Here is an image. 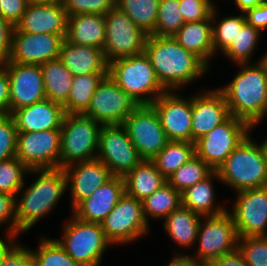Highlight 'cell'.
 <instances>
[{"mask_svg":"<svg viewBox=\"0 0 267 266\" xmlns=\"http://www.w3.org/2000/svg\"><path fill=\"white\" fill-rule=\"evenodd\" d=\"M144 52L166 91H179L209 70L198 56L182 47L174 37L148 35Z\"/></svg>","mask_w":267,"mask_h":266,"instance_id":"1","label":"cell"},{"mask_svg":"<svg viewBox=\"0 0 267 266\" xmlns=\"http://www.w3.org/2000/svg\"><path fill=\"white\" fill-rule=\"evenodd\" d=\"M33 173L38 175L37 179L22 191V195L21 192L16 195V235L27 232L53 211L67 189L63 168L29 170V175Z\"/></svg>","mask_w":267,"mask_h":266,"instance_id":"2","label":"cell"},{"mask_svg":"<svg viewBox=\"0 0 267 266\" xmlns=\"http://www.w3.org/2000/svg\"><path fill=\"white\" fill-rule=\"evenodd\" d=\"M236 65L240 71L218 89L225 97L230 115L252 125L261 119L267 107V74L257 62Z\"/></svg>","mask_w":267,"mask_h":266,"instance_id":"3","label":"cell"},{"mask_svg":"<svg viewBox=\"0 0 267 266\" xmlns=\"http://www.w3.org/2000/svg\"><path fill=\"white\" fill-rule=\"evenodd\" d=\"M221 183L235 192L267 186V160L248 134L216 170Z\"/></svg>","mask_w":267,"mask_h":266,"instance_id":"4","label":"cell"},{"mask_svg":"<svg viewBox=\"0 0 267 266\" xmlns=\"http://www.w3.org/2000/svg\"><path fill=\"white\" fill-rule=\"evenodd\" d=\"M108 75L139 105H151L166 92L145 52L112 60Z\"/></svg>","mask_w":267,"mask_h":266,"instance_id":"5","label":"cell"},{"mask_svg":"<svg viewBox=\"0 0 267 266\" xmlns=\"http://www.w3.org/2000/svg\"><path fill=\"white\" fill-rule=\"evenodd\" d=\"M102 125L84 114H65L61 127L60 168L97 157Z\"/></svg>","mask_w":267,"mask_h":266,"instance_id":"6","label":"cell"},{"mask_svg":"<svg viewBox=\"0 0 267 266\" xmlns=\"http://www.w3.org/2000/svg\"><path fill=\"white\" fill-rule=\"evenodd\" d=\"M64 224L57 241L66 253L82 266H100L102 257L112 243L106 238L101 223L83 221L73 214Z\"/></svg>","mask_w":267,"mask_h":266,"instance_id":"7","label":"cell"},{"mask_svg":"<svg viewBox=\"0 0 267 266\" xmlns=\"http://www.w3.org/2000/svg\"><path fill=\"white\" fill-rule=\"evenodd\" d=\"M249 133L250 125L247 122L230 115L194 142L195 155L217 170Z\"/></svg>","mask_w":267,"mask_h":266,"instance_id":"8","label":"cell"},{"mask_svg":"<svg viewBox=\"0 0 267 266\" xmlns=\"http://www.w3.org/2000/svg\"><path fill=\"white\" fill-rule=\"evenodd\" d=\"M104 55L110 63L117 58L137 55L144 52L148 37L122 10L117 6L105 15Z\"/></svg>","mask_w":267,"mask_h":266,"instance_id":"9","label":"cell"},{"mask_svg":"<svg viewBox=\"0 0 267 266\" xmlns=\"http://www.w3.org/2000/svg\"><path fill=\"white\" fill-rule=\"evenodd\" d=\"M106 238L113 245L128 244L149 232L142 201L124 194L101 222Z\"/></svg>","mask_w":267,"mask_h":266,"instance_id":"10","label":"cell"},{"mask_svg":"<svg viewBox=\"0 0 267 266\" xmlns=\"http://www.w3.org/2000/svg\"><path fill=\"white\" fill-rule=\"evenodd\" d=\"M238 238L235 223L228 210L215 216H203L196 240L199 243L197 254L193 257L208 263L236 250Z\"/></svg>","mask_w":267,"mask_h":266,"instance_id":"11","label":"cell"},{"mask_svg":"<svg viewBox=\"0 0 267 266\" xmlns=\"http://www.w3.org/2000/svg\"><path fill=\"white\" fill-rule=\"evenodd\" d=\"M122 126L142 160H152L168 142L159 116L152 105H139Z\"/></svg>","mask_w":267,"mask_h":266,"instance_id":"12","label":"cell"},{"mask_svg":"<svg viewBox=\"0 0 267 266\" xmlns=\"http://www.w3.org/2000/svg\"><path fill=\"white\" fill-rule=\"evenodd\" d=\"M138 106L137 101L108 75L98 84L89 107L83 114L102 126L122 125Z\"/></svg>","mask_w":267,"mask_h":266,"instance_id":"13","label":"cell"},{"mask_svg":"<svg viewBox=\"0 0 267 266\" xmlns=\"http://www.w3.org/2000/svg\"><path fill=\"white\" fill-rule=\"evenodd\" d=\"M61 129L18 132L15 156L29 169L60 168Z\"/></svg>","mask_w":267,"mask_h":266,"instance_id":"14","label":"cell"},{"mask_svg":"<svg viewBox=\"0 0 267 266\" xmlns=\"http://www.w3.org/2000/svg\"><path fill=\"white\" fill-rule=\"evenodd\" d=\"M96 158L109 168L113 176L121 177L142 160L122 125L102 126Z\"/></svg>","mask_w":267,"mask_h":266,"instance_id":"15","label":"cell"},{"mask_svg":"<svg viewBox=\"0 0 267 266\" xmlns=\"http://www.w3.org/2000/svg\"><path fill=\"white\" fill-rule=\"evenodd\" d=\"M231 214L238 237L267 236V186L236 192Z\"/></svg>","mask_w":267,"mask_h":266,"instance_id":"16","label":"cell"},{"mask_svg":"<svg viewBox=\"0 0 267 266\" xmlns=\"http://www.w3.org/2000/svg\"><path fill=\"white\" fill-rule=\"evenodd\" d=\"M160 119L168 141L192 142V97L166 91L151 104Z\"/></svg>","mask_w":267,"mask_h":266,"instance_id":"17","label":"cell"},{"mask_svg":"<svg viewBox=\"0 0 267 266\" xmlns=\"http://www.w3.org/2000/svg\"><path fill=\"white\" fill-rule=\"evenodd\" d=\"M9 114L46 99L41 66L7 62Z\"/></svg>","mask_w":267,"mask_h":266,"instance_id":"18","label":"cell"},{"mask_svg":"<svg viewBox=\"0 0 267 266\" xmlns=\"http://www.w3.org/2000/svg\"><path fill=\"white\" fill-rule=\"evenodd\" d=\"M65 37L46 33L13 32L11 55L6 62L41 65L57 59Z\"/></svg>","mask_w":267,"mask_h":266,"instance_id":"19","label":"cell"},{"mask_svg":"<svg viewBox=\"0 0 267 266\" xmlns=\"http://www.w3.org/2000/svg\"><path fill=\"white\" fill-rule=\"evenodd\" d=\"M63 170L70 190L72 209L113 177L109 168L97 158L70 164Z\"/></svg>","mask_w":267,"mask_h":266,"instance_id":"20","label":"cell"},{"mask_svg":"<svg viewBox=\"0 0 267 266\" xmlns=\"http://www.w3.org/2000/svg\"><path fill=\"white\" fill-rule=\"evenodd\" d=\"M230 116L223 93L217 88L192 96V143Z\"/></svg>","mask_w":267,"mask_h":266,"instance_id":"21","label":"cell"},{"mask_svg":"<svg viewBox=\"0 0 267 266\" xmlns=\"http://www.w3.org/2000/svg\"><path fill=\"white\" fill-rule=\"evenodd\" d=\"M67 19L62 2L29 4L13 32L66 36Z\"/></svg>","mask_w":267,"mask_h":266,"instance_id":"22","label":"cell"},{"mask_svg":"<svg viewBox=\"0 0 267 266\" xmlns=\"http://www.w3.org/2000/svg\"><path fill=\"white\" fill-rule=\"evenodd\" d=\"M124 194V178L113 176L92 195L80 201L71 214L83 221L101 223Z\"/></svg>","mask_w":267,"mask_h":266,"instance_id":"23","label":"cell"},{"mask_svg":"<svg viewBox=\"0 0 267 266\" xmlns=\"http://www.w3.org/2000/svg\"><path fill=\"white\" fill-rule=\"evenodd\" d=\"M64 106L45 99L16 110L12 116L18 132L61 129L65 117Z\"/></svg>","mask_w":267,"mask_h":266,"instance_id":"24","label":"cell"},{"mask_svg":"<svg viewBox=\"0 0 267 266\" xmlns=\"http://www.w3.org/2000/svg\"><path fill=\"white\" fill-rule=\"evenodd\" d=\"M59 59L73 76L108 73L109 62L104 51L94 46H80L64 40Z\"/></svg>","mask_w":267,"mask_h":266,"instance_id":"25","label":"cell"},{"mask_svg":"<svg viewBox=\"0 0 267 266\" xmlns=\"http://www.w3.org/2000/svg\"><path fill=\"white\" fill-rule=\"evenodd\" d=\"M65 40L80 46H94L101 50L105 43L104 15L77 14L68 16Z\"/></svg>","mask_w":267,"mask_h":266,"instance_id":"26","label":"cell"},{"mask_svg":"<svg viewBox=\"0 0 267 266\" xmlns=\"http://www.w3.org/2000/svg\"><path fill=\"white\" fill-rule=\"evenodd\" d=\"M173 37L182 47L210 66V60L215 55L211 19L187 22Z\"/></svg>","mask_w":267,"mask_h":266,"instance_id":"27","label":"cell"},{"mask_svg":"<svg viewBox=\"0 0 267 266\" xmlns=\"http://www.w3.org/2000/svg\"><path fill=\"white\" fill-rule=\"evenodd\" d=\"M215 179L220 181L216 170L205 179L182 192V206L201 216H215L227 211L225 206L215 205L217 204L213 185Z\"/></svg>","mask_w":267,"mask_h":266,"instance_id":"28","label":"cell"},{"mask_svg":"<svg viewBox=\"0 0 267 266\" xmlns=\"http://www.w3.org/2000/svg\"><path fill=\"white\" fill-rule=\"evenodd\" d=\"M123 178L125 193L141 201L167 182L152 160H141Z\"/></svg>","mask_w":267,"mask_h":266,"instance_id":"29","label":"cell"},{"mask_svg":"<svg viewBox=\"0 0 267 266\" xmlns=\"http://www.w3.org/2000/svg\"><path fill=\"white\" fill-rule=\"evenodd\" d=\"M202 217L181 205L163 220L164 229L175 244L190 248L196 243Z\"/></svg>","mask_w":267,"mask_h":266,"instance_id":"30","label":"cell"},{"mask_svg":"<svg viewBox=\"0 0 267 266\" xmlns=\"http://www.w3.org/2000/svg\"><path fill=\"white\" fill-rule=\"evenodd\" d=\"M46 99L64 104L69 96L73 75L57 58L40 65Z\"/></svg>","mask_w":267,"mask_h":266,"instance_id":"31","label":"cell"},{"mask_svg":"<svg viewBox=\"0 0 267 266\" xmlns=\"http://www.w3.org/2000/svg\"><path fill=\"white\" fill-rule=\"evenodd\" d=\"M108 73H89L74 76L67 101L63 104L67 114H83L89 107L98 84Z\"/></svg>","mask_w":267,"mask_h":266,"instance_id":"32","label":"cell"},{"mask_svg":"<svg viewBox=\"0 0 267 266\" xmlns=\"http://www.w3.org/2000/svg\"><path fill=\"white\" fill-rule=\"evenodd\" d=\"M143 213L148 219H165L173 210L182 205L181 193L168 182L157 189L153 194L142 200Z\"/></svg>","mask_w":267,"mask_h":266,"instance_id":"33","label":"cell"},{"mask_svg":"<svg viewBox=\"0 0 267 266\" xmlns=\"http://www.w3.org/2000/svg\"><path fill=\"white\" fill-rule=\"evenodd\" d=\"M195 155V143L168 141L166 146L152 159L156 168L167 179Z\"/></svg>","mask_w":267,"mask_h":266,"instance_id":"34","label":"cell"},{"mask_svg":"<svg viewBox=\"0 0 267 266\" xmlns=\"http://www.w3.org/2000/svg\"><path fill=\"white\" fill-rule=\"evenodd\" d=\"M159 1L160 0H116V6L146 34L155 35Z\"/></svg>","mask_w":267,"mask_h":266,"instance_id":"35","label":"cell"},{"mask_svg":"<svg viewBox=\"0 0 267 266\" xmlns=\"http://www.w3.org/2000/svg\"><path fill=\"white\" fill-rule=\"evenodd\" d=\"M261 31L246 23L230 44L222 53L235 64L252 63V56L258 47Z\"/></svg>","mask_w":267,"mask_h":266,"instance_id":"36","label":"cell"},{"mask_svg":"<svg viewBox=\"0 0 267 266\" xmlns=\"http://www.w3.org/2000/svg\"><path fill=\"white\" fill-rule=\"evenodd\" d=\"M216 8L218 7H214L211 14L215 54L218 51L223 53L238 34V30H241V28L247 23L245 14L243 13H240L238 16H225L223 19L217 20Z\"/></svg>","mask_w":267,"mask_h":266,"instance_id":"37","label":"cell"},{"mask_svg":"<svg viewBox=\"0 0 267 266\" xmlns=\"http://www.w3.org/2000/svg\"><path fill=\"white\" fill-rule=\"evenodd\" d=\"M213 171L206 162L194 155L188 162L170 175L167 178V182L178 192L182 193L208 177Z\"/></svg>","mask_w":267,"mask_h":266,"instance_id":"38","label":"cell"},{"mask_svg":"<svg viewBox=\"0 0 267 266\" xmlns=\"http://www.w3.org/2000/svg\"><path fill=\"white\" fill-rule=\"evenodd\" d=\"M34 266H82L73 260L57 238H42L38 248L32 251Z\"/></svg>","mask_w":267,"mask_h":266,"instance_id":"39","label":"cell"},{"mask_svg":"<svg viewBox=\"0 0 267 266\" xmlns=\"http://www.w3.org/2000/svg\"><path fill=\"white\" fill-rule=\"evenodd\" d=\"M180 0H160L155 24V35L173 37L185 24L180 13Z\"/></svg>","mask_w":267,"mask_h":266,"instance_id":"40","label":"cell"},{"mask_svg":"<svg viewBox=\"0 0 267 266\" xmlns=\"http://www.w3.org/2000/svg\"><path fill=\"white\" fill-rule=\"evenodd\" d=\"M25 174H29V169L16 156L0 161V192L16 197L25 189Z\"/></svg>","mask_w":267,"mask_h":266,"instance_id":"41","label":"cell"},{"mask_svg":"<svg viewBox=\"0 0 267 266\" xmlns=\"http://www.w3.org/2000/svg\"><path fill=\"white\" fill-rule=\"evenodd\" d=\"M237 248L248 266H267V236L239 237Z\"/></svg>","mask_w":267,"mask_h":266,"instance_id":"42","label":"cell"},{"mask_svg":"<svg viewBox=\"0 0 267 266\" xmlns=\"http://www.w3.org/2000/svg\"><path fill=\"white\" fill-rule=\"evenodd\" d=\"M17 133L12 114H0V161L15 157Z\"/></svg>","mask_w":267,"mask_h":266,"instance_id":"43","label":"cell"},{"mask_svg":"<svg viewBox=\"0 0 267 266\" xmlns=\"http://www.w3.org/2000/svg\"><path fill=\"white\" fill-rule=\"evenodd\" d=\"M68 16L77 14L105 15L116 7V0H62Z\"/></svg>","mask_w":267,"mask_h":266,"instance_id":"44","label":"cell"},{"mask_svg":"<svg viewBox=\"0 0 267 266\" xmlns=\"http://www.w3.org/2000/svg\"><path fill=\"white\" fill-rule=\"evenodd\" d=\"M214 7L212 0H180L179 5L185 23L211 19Z\"/></svg>","mask_w":267,"mask_h":266,"instance_id":"45","label":"cell"},{"mask_svg":"<svg viewBox=\"0 0 267 266\" xmlns=\"http://www.w3.org/2000/svg\"><path fill=\"white\" fill-rule=\"evenodd\" d=\"M16 197L11 194L0 192V225H6V233L16 235Z\"/></svg>","mask_w":267,"mask_h":266,"instance_id":"46","label":"cell"},{"mask_svg":"<svg viewBox=\"0 0 267 266\" xmlns=\"http://www.w3.org/2000/svg\"><path fill=\"white\" fill-rule=\"evenodd\" d=\"M1 266H34L32 249L17 242L6 253Z\"/></svg>","mask_w":267,"mask_h":266,"instance_id":"47","label":"cell"},{"mask_svg":"<svg viewBox=\"0 0 267 266\" xmlns=\"http://www.w3.org/2000/svg\"><path fill=\"white\" fill-rule=\"evenodd\" d=\"M27 5L26 0H0V15L15 27L20 22Z\"/></svg>","mask_w":267,"mask_h":266,"instance_id":"48","label":"cell"},{"mask_svg":"<svg viewBox=\"0 0 267 266\" xmlns=\"http://www.w3.org/2000/svg\"><path fill=\"white\" fill-rule=\"evenodd\" d=\"M14 28L0 15V62H6L10 58Z\"/></svg>","mask_w":267,"mask_h":266,"instance_id":"49","label":"cell"},{"mask_svg":"<svg viewBox=\"0 0 267 266\" xmlns=\"http://www.w3.org/2000/svg\"><path fill=\"white\" fill-rule=\"evenodd\" d=\"M9 76L7 62H0V114H9Z\"/></svg>","mask_w":267,"mask_h":266,"instance_id":"50","label":"cell"},{"mask_svg":"<svg viewBox=\"0 0 267 266\" xmlns=\"http://www.w3.org/2000/svg\"><path fill=\"white\" fill-rule=\"evenodd\" d=\"M246 21L249 25L257 28L261 32L267 28V5L260 4L245 13Z\"/></svg>","mask_w":267,"mask_h":266,"instance_id":"51","label":"cell"},{"mask_svg":"<svg viewBox=\"0 0 267 266\" xmlns=\"http://www.w3.org/2000/svg\"><path fill=\"white\" fill-rule=\"evenodd\" d=\"M207 266H248L244 256L237 248L231 253L220 256L207 263Z\"/></svg>","mask_w":267,"mask_h":266,"instance_id":"52","label":"cell"},{"mask_svg":"<svg viewBox=\"0 0 267 266\" xmlns=\"http://www.w3.org/2000/svg\"><path fill=\"white\" fill-rule=\"evenodd\" d=\"M178 253V254H177ZM167 266H207V263L199 260L196 257L190 256L189 254H183V252H177ZM181 253V254H180Z\"/></svg>","mask_w":267,"mask_h":266,"instance_id":"53","label":"cell"},{"mask_svg":"<svg viewBox=\"0 0 267 266\" xmlns=\"http://www.w3.org/2000/svg\"><path fill=\"white\" fill-rule=\"evenodd\" d=\"M6 239L0 238V266L4 260L6 253L17 243L18 235L5 234ZM7 241V242H6Z\"/></svg>","mask_w":267,"mask_h":266,"instance_id":"54","label":"cell"},{"mask_svg":"<svg viewBox=\"0 0 267 266\" xmlns=\"http://www.w3.org/2000/svg\"><path fill=\"white\" fill-rule=\"evenodd\" d=\"M236 7L245 14L248 10L262 4V0H235Z\"/></svg>","mask_w":267,"mask_h":266,"instance_id":"55","label":"cell"},{"mask_svg":"<svg viewBox=\"0 0 267 266\" xmlns=\"http://www.w3.org/2000/svg\"><path fill=\"white\" fill-rule=\"evenodd\" d=\"M256 62L262 67L263 71L267 74V51Z\"/></svg>","mask_w":267,"mask_h":266,"instance_id":"56","label":"cell"},{"mask_svg":"<svg viewBox=\"0 0 267 266\" xmlns=\"http://www.w3.org/2000/svg\"><path fill=\"white\" fill-rule=\"evenodd\" d=\"M27 4H48L55 2H62V0H26Z\"/></svg>","mask_w":267,"mask_h":266,"instance_id":"57","label":"cell"},{"mask_svg":"<svg viewBox=\"0 0 267 266\" xmlns=\"http://www.w3.org/2000/svg\"><path fill=\"white\" fill-rule=\"evenodd\" d=\"M259 146L261 147V150L263 152V156L267 160V138L263 139V142L261 144H259Z\"/></svg>","mask_w":267,"mask_h":266,"instance_id":"58","label":"cell"},{"mask_svg":"<svg viewBox=\"0 0 267 266\" xmlns=\"http://www.w3.org/2000/svg\"><path fill=\"white\" fill-rule=\"evenodd\" d=\"M266 116H267V107H266V110H265L263 116L261 117V119H260L257 123L250 125V133H251V131L258 125V123H261L262 118H263V119H264V118L267 119ZM255 125H256V126H255Z\"/></svg>","mask_w":267,"mask_h":266,"instance_id":"59","label":"cell"},{"mask_svg":"<svg viewBox=\"0 0 267 266\" xmlns=\"http://www.w3.org/2000/svg\"><path fill=\"white\" fill-rule=\"evenodd\" d=\"M262 4L267 5V0H262Z\"/></svg>","mask_w":267,"mask_h":266,"instance_id":"60","label":"cell"}]
</instances>
